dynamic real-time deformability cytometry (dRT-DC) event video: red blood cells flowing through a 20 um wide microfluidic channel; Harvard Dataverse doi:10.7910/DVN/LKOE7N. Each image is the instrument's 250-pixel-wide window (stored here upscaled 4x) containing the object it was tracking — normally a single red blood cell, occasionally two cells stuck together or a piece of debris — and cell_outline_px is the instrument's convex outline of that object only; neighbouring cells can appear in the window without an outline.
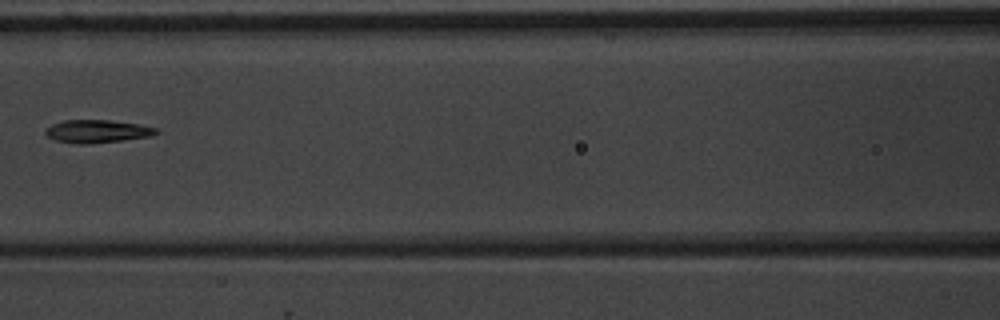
{"species": "common noctule bat (a hibernating species)", "species_latin": "Nyctalus noctula", "temperature_condition": "warm", "stored_images_in_passage": 8, "camera_frame_rate_fps": 3000, "um_per_image_px": 0.085, "animal": {"sex": "male", "body_mass_g": 20.1, "forearm_length_mm": 53.5}, "frame": {"image": 1, "passage_image": 7, "time_ms": 7.0, "image_size_px": [1000, 320], "cell_outline_px": [[160, 132], [152, 136], [124, 140], [88, 144], [76, 144], [56, 140], [48, 136], [44, 132], [44, 128], [52, 124], [64, 120], [112, 120], [140, 124], [156, 128]], "centroid_in_image_um": [8.27, 11.16], "position_along_channel_um": 158.3, "area_um2": 14.97}}
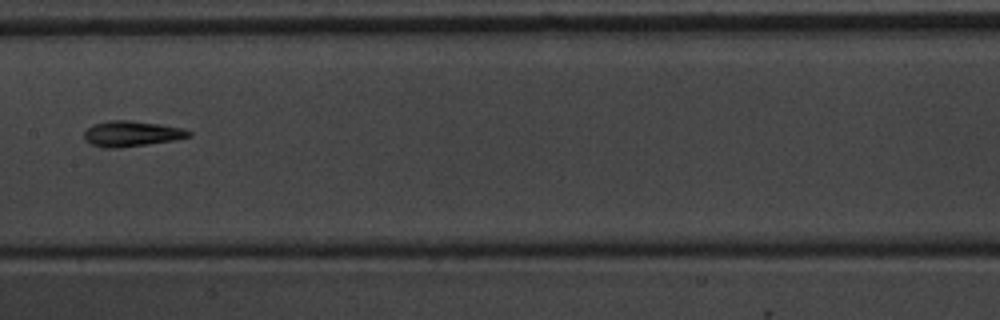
{"frame": {"image": 2, "passage_image": 8, "time_ms": 8.0, "image_size_px": [1000, 320], "cell_outline_px": [[192, 136], [172, 140], [116, 148], [104, 148], [88, 144], [84, 140], [84, 132], [92, 124], [108, 120], [128, 120], [160, 124], [184, 128], [192, 132]], "centroid_in_image_um": [11.14, 11.36], "position_along_channel_um": 196.3, "area_um2": 15.61}}